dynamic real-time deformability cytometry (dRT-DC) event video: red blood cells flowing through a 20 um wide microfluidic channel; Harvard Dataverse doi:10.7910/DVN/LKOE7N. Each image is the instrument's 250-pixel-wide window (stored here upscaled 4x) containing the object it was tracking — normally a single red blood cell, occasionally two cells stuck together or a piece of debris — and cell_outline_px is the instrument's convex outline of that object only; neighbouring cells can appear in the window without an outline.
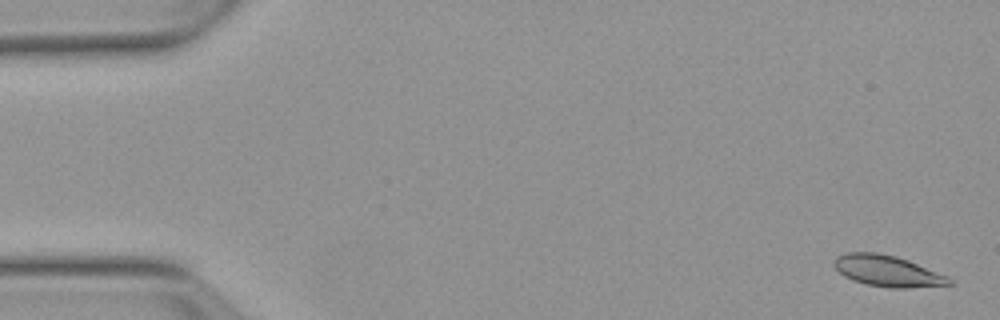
{"species": "Egyptian fruit bat (a non-hibernating species)", "species_latin": "Rousettus aegyptiacus", "temperature_condition": "warm", "stored_images_in_passage": 5, "camera_frame_rate_fps": 3000, "um_per_image_px": 0.085, "animal": {"sex": "female"}, "frame": {"image": 1, "passage_image": 1, "time_ms": 0.0, "image_size_px": [1000, 320], "cell_outline_px": [[956, 284], [908, 288], [892, 288], [868, 284], [852, 280], [844, 276], [832, 264], [832, 260], [836, 256], [844, 252], [876, 252], [896, 256], [908, 260], [948, 276]], "centroid_in_image_um": [75.43, 23.02], "position_along_channel_um": 9.6, "area_um2": 21.04}}
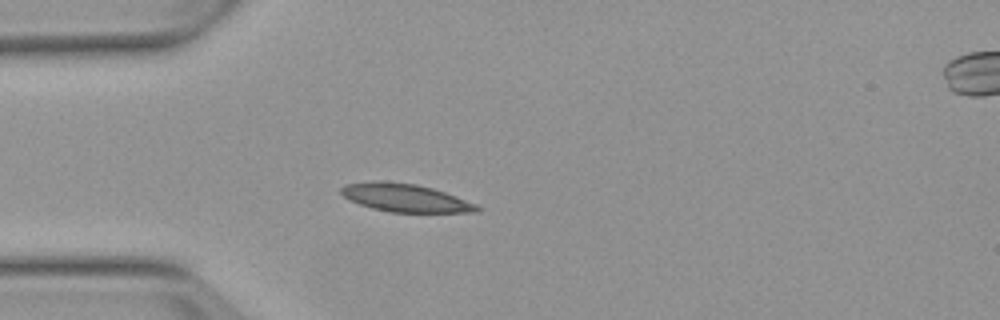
{"frame": {"image": 2, "passage_image": 4, "time_ms": 4.333, "image_size_px": [1000, 320], "cell_outline_px": [[480, 212], [392, 212], [372, 208], [348, 200], [340, 192], [340, 188], [344, 184], [416, 184], [432, 188], [456, 196], [476, 204], [480, 208]], "centroid_in_image_um": [34.52, 16.87], "position_along_channel_um": 50.5, "area_um2": 21.1}}